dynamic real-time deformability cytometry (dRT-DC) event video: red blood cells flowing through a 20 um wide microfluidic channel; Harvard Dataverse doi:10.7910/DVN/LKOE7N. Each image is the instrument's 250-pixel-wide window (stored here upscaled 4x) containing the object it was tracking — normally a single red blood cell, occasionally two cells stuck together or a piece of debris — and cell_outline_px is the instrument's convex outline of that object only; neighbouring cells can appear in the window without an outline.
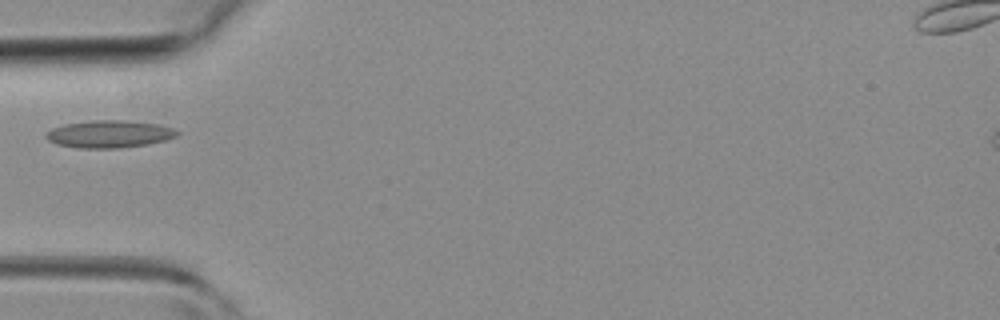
{"species": "common noctule bat (a hibernating species)", "species_latin": "Nyctalus noctula", "temperature_condition": "room temperature", "stored_images_in_passage": 25, "camera_frame_rate_fps": 3000, "um_per_image_px": 0.085, "animal": {"sex": "female", "body_mass_g": 19.3, "forearm_length_mm": 54.1}, "frame": {"image": 1, "passage_image": 1, "time_ms": 0.0, "image_size_px": [1000, 320], "cell_outline_px": [[180, 132], [176, 136], [164, 140], [148, 144], [120, 148], [80, 148], [56, 144], [48, 140], [44, 136], [44, 132], [52, 128], [64, 124], [92, 120], [124, 120], [156, 124], [172, 128]], "centroid_in_image_um": [9.23, 11.39], "position_along_channel_um": 75.8, "area_um2": 20.92}}
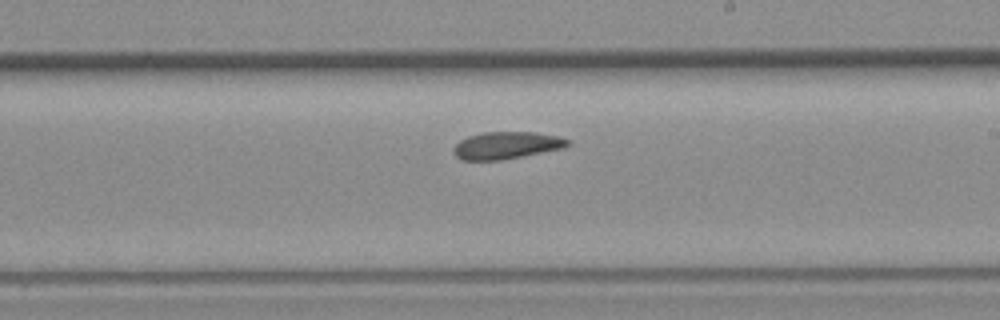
{"frame": {"image": 2, "passage_image": 12, "time_ms": 3.667, "image_size_px": [1000, 320], "cell_outline_px": [[568, 144], [564, 148], [500, 160], [464, 160], [456, 156], [452, 148], [460, 140], [468, 136], [484, 132], [532, 132], [556, 136], [568, 140]], "centroid_in_image_um": [43.0, 12.35], "position_along_channel_um": 246.0, "area_um2": 17.8}}
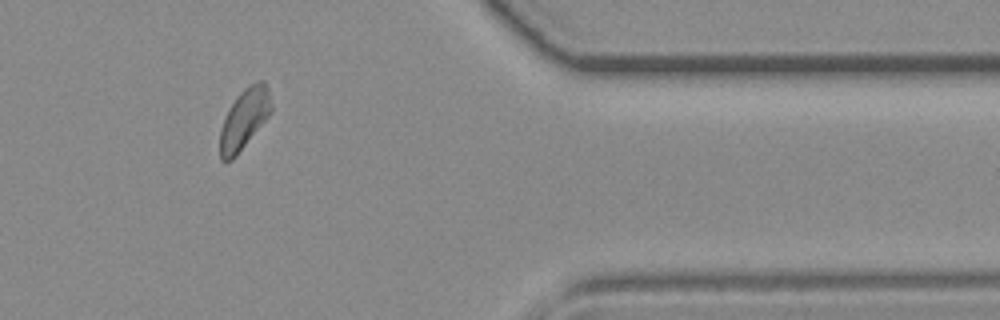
{"frame": {"image": 3, "passage_image": 23, "time_ms": 7.333, "image_size_px": [1000, 320], "cell_outline_px": [[272, 112], [236, 156], [232, 160], [220, 160], [220, 128], [232, 104], [240, 92], [244, 88], [260, 80], [264, 80], [268, 88], [272, 104]], "centroid_in_image_um": [20.78, 10.11], "position_along_channel_um": 390.6, "area_um2": 17.74}}